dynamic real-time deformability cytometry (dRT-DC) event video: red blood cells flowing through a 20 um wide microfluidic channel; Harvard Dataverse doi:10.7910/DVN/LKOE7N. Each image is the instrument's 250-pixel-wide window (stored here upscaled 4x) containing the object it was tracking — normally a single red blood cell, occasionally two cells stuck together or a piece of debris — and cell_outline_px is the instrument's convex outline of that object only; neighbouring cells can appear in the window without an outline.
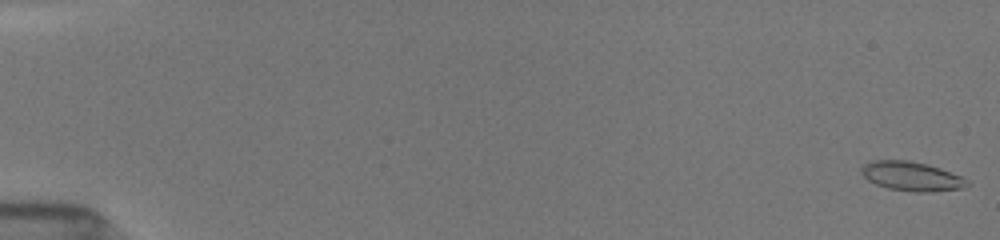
{"species": "common noctule bat (a hibernating species)", "species_latin": "Nyctalus noctula", "temperature_condition": "room temperature", "stored_images_in_passage": 17, "camera_frame_rate_fps": 3000, "um_per_image_px": 0.085, "animal": {"sex": "female", "body_mass_g": 19.5, "forearm_length_mm": 54.1}, "frame": {"image": 1, "passage_image": 1, "time_ms": 0.0, "image_size_px": [1000, 240], "cell_outline_px": [[972, 184], [964, 188], [932, 192], [916, 192], [888, 188], [876, 184], [868, 180], [860, 172], [860, 168], [864, 164], [872, 160], [908, 160], [928, 164], [940, 168], [960, 176], [968, 180]], "centroid_in_image_um": [77.5, 14.98], "position_along_channel_um": 7.5, "area_um2": 18.15}}